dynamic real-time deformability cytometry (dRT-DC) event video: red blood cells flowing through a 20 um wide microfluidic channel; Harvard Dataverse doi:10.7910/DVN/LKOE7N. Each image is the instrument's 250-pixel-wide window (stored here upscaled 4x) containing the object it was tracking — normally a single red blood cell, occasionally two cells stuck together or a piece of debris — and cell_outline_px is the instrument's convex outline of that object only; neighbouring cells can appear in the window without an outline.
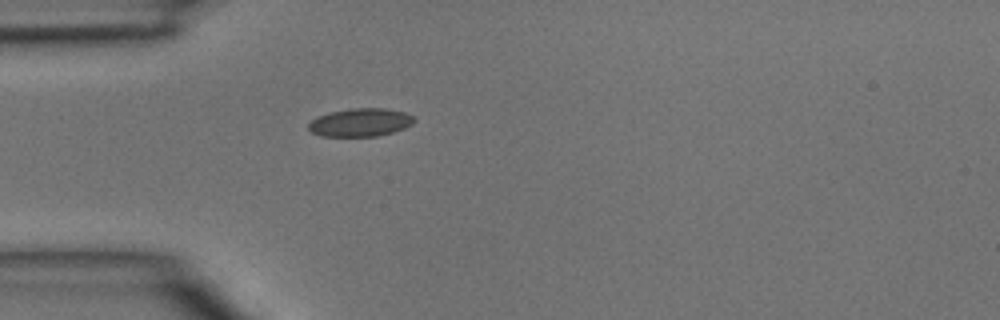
{"species": "common noctule bat (a hibernating species)", "species_latin": "Nyctalus noctula", "temperature_condition": "room temperature", "stored_images_in_passage": 3, "camera_frame_rate_fps": 3000, "um_per_image_px": 0.085, "animal": {"sex": "male", "body_mass_g": 15.6}, "frame": {"image": 1, "passage_image": 3, "time_ms": 0.667, "image_size_px": [1000, 320], "cell_outline_px": [[416, 120], [412, 124], [404, 128], [392, 132], [376, 136], [320, 136], [312, 132], [308, 128], [308, 124], [316, 116], [328, 112], [352, 108], [384, 108], [404, 112], [412, 116]], "centroid_in_image_um": [30.6, 10.4], "position_along_channel_um": 54.4, "area_um2": 17.34}}